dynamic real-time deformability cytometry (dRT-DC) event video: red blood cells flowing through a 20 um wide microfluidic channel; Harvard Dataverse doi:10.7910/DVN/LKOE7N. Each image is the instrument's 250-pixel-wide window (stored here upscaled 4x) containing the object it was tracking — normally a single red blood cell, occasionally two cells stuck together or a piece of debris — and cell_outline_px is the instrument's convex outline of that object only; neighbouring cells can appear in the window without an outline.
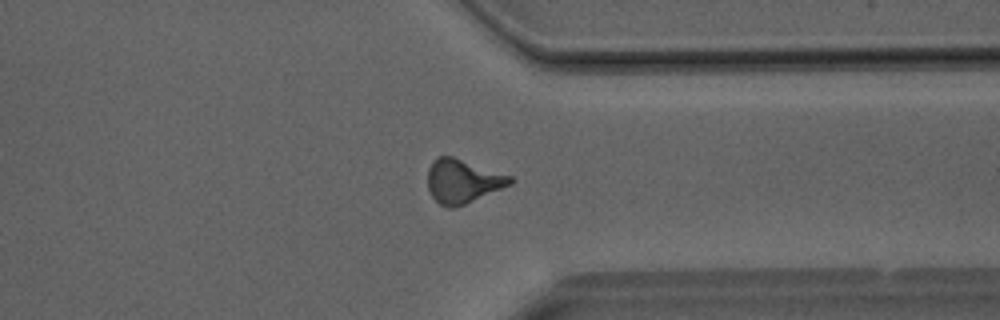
{"species": "Egyptian fruit bat (a non-hibernating species)", "species_latin": "Rousettus aegyptiacus", "temperature_condition": "room temperature", "stored_images_in_passage": 40, "camera_frame_rate_fps": 3000, "um_per_image_px": 0.085, "animal": {"sex": "male"}, "frame": {"image": 1, "passage_image": 31, "time_ms": 10.0, "image_size_px": [1000, 320], "cell_outline_px": [[516, 180], [512, 184], [464, 204], [452, 208], [448, 208], [440, 204], [432, 196], [428, 188], [428, 168], [432, 160], [436, 156], [452, 156], [512, 176]], "centroid_in_image_um": [39.32, 15.38], "position_along_channel_um": 372.1, "area_um2": 20.98}}
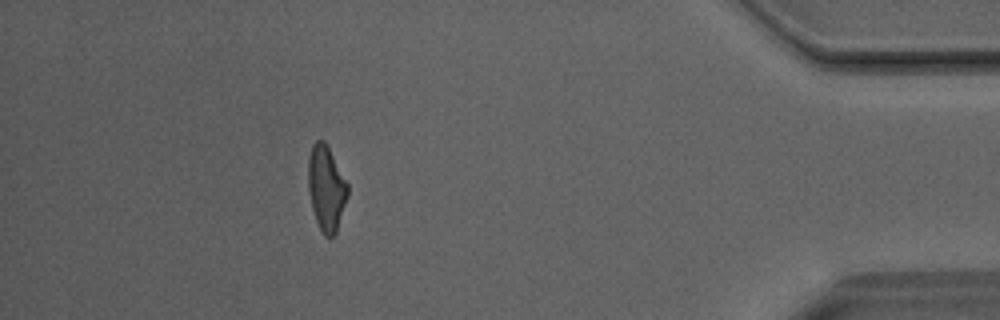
{"frame": {"image": 2, "passage_image": 36, "time_ms": 11.667, "image_size_px": [1000, 320], "cell_outline_px": [[348, 196], [336, 232], [332, 236], [324, 236], [316, 220], [312, 208], [308, 188], [308, 156], [312, 144], [316, 140], [324, 140], [348, 184]], "centroid_in_image_um": [27.72, 15.98], "position_along_channel_um": 407.5, "area_um2": 19.42}}